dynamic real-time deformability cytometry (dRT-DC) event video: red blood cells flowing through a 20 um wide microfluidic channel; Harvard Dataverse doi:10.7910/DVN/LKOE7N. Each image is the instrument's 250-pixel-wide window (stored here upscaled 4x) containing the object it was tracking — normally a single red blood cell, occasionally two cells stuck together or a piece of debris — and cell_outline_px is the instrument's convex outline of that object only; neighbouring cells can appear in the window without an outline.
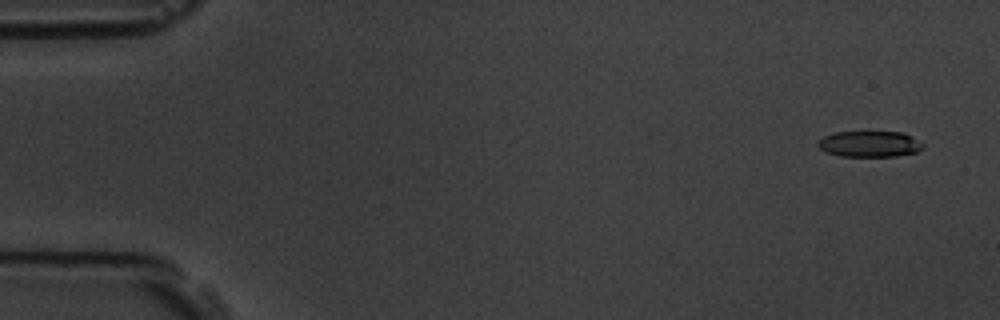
{"species": "common noctule bat (a hibernating species)", "species_latin": "Nyctalus noctula", "temperature_condition": "room temperature", "stored_images_in_passage": 6, "camera_frame_rate_fps": 3000, "um_per_image_px": 0.085, "animal": {"sex": "male", "body_mass_g": 19.5, "forearm_length_mm": 54.6}, "frame": {"image": 1, "passage_image": 1, "time_ms": 0.0, "image_size_px": [1000, 320], "cell_outline_px": [[924, 144], [916, 152], [896, 156], [840, 156], [828, 152], [820, 148], [816, 144], [824, 136], [836, 132], [904, 132], [912, 136]], "centroid_in_image_um": [73.92, 12.23], "position_along_channel_um": 11.1, "area_um2": 15.72}}
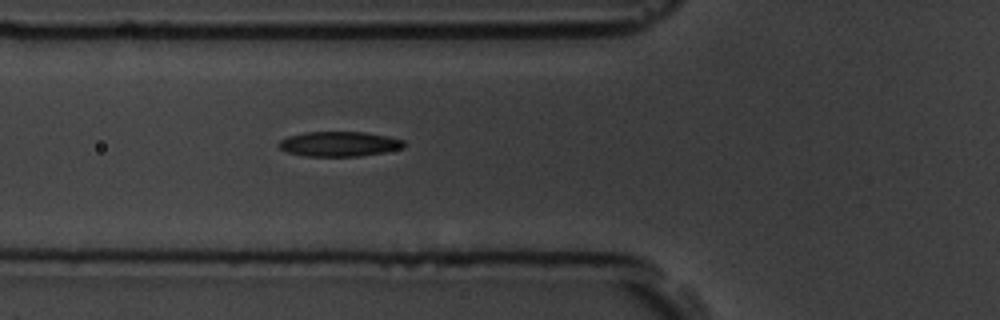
{"frame": {"image": 2, "passage_image": 6, "time_ms": 5.667, "image_size_px": [1000, 320], "cell_outline_px": [[404, 148], [384, 152], [360, 156], [304, 156], [288, 152], [280, 148], [276, 144], [280, 140], [288, 136], [304, 132], [364, 132], [388, 136], [404, 140]], "centroid_in_image_um": [28.82, 12.23], "position_along_channel_um": 97.0, "area_um2": 18.21}}